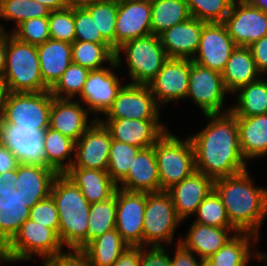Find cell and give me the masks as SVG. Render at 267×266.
Instances as JSON below:
<instances>
[{"mask_svg":"<svg viewBox=\"0 0 267 266\" xmlns=\"http://www.w3.org/2000/svg\"><path fill=\"white\" fill-rule=\"evenodd\" d=\"M238 232L235 227H214L193 222L186 237L183 239L181 237L178 242L200 259H206L215 254Z\"/></svg>","mask_w":267,"mask_h":266,"instance_id":"d4e9b609","label":"cell"},{"mask_svg":"<svg viewBox=\"0 0 267 266\" xmlns=\"http://www.w3.org/2000/svg\"><path fill=\"white\" fill-rule=\"evenodd\" d=\"M248 47L251 50L258 72L261 76L267 74V36L253 42Z\"/></svg>","mask_w":267,"mask_h":266,"instance_id":"f907efd6","label":"cell"},{"mask_svg":"<svg viewBox=\"0 0 267 266\" xmlns=\"http://www.w3.org/2000/svg\"><path fill=\"white\" fill-rule=\"evenodd\" d=\"M153 147L160 191H167L196 171L195 151L189 137L181 140L167 130Z\"/></svg>","mask_w":267,"mask_h":266,"instance_id":"5b68a950","label":"cell"},{"mask_svg":"<svg viewBox=\"0 0 267 266\" xmlns=\"http://www.w3.org/2000/svg\"><path fill=\"white\" fill-rule=\"evenodd\" d=\"M160 110L148 85L127 83L104 115L106 119L160 120Z\"/></svg>","mask_w":267,"mask_h":266,"instance_id":"7c38bea8","label":"cell"},{"mask_svg":"<svg viewBox=\"0 0 267 266\" xmlns=\"http://www.w3.org/2000/svg\"><path fill=\"white\" fill-rule=\"evenodd\" d=\"M6 87L4 84V80L3 78L0 77V118H1V114H2V109H3V103H4V98L6 95Z\"/></svg>","mask_w":267,"mask_h":266,"instance_id":"91938a15","label":"cell"},{"mask_svg":"<svg viewBox=\"0 0 267 266\" xmlns=\"http://www.w3.org/2000/svg\"><path fill=\"white\" fill-rule=\"evenodd\" d=\"M117 187L131 192L160 191V179L153 146L138 152L128 174L117 184Z\"/></svg>","mask_w":267,"mask_h":266,"instance_id":"484cf974","label":"cell"},{"mask_svg":"<svg viewBox=\"0 0 267 266\" xmlns=\"http://www.w3.org/2000/svg\"><path fill=\"white\" fill-rule=\"evenodd\" d=\"M100 0H67L68 7L72 8H84L90 4H93Z\"/></svg>","mask_w":267,"mask_h":266,"instance_id":"6f0895ef","label":"cell"},{"mask_svg":"<svg viewBox=\"0 0 267 266\" xmlns=\"http://www.w3.org/2000/svg\"><path fill=\"white\" fill-rule=\"evenodd\" d=\"M50 10L34 0H0V18L13 20L17 27L23 21L48 17Z\"/></svg>","mask_w":267,"mask_h":266,"instance_id":"ab89813d","label":"cell"},{"mask_svg":"<svg viewBox=\"0 0 267 266\" xmlns=\"http://www.w3.org/2000/svg\"><path fill=\"white\" fill-rule=\"evenodd\" d=\"M3 80L7 92L50 90L42 80L37 46L18 40L8 31Z\"/></svg>","mask_w":267,"mask_h":266,"instance_id":"277c9868","label":"cell"},{"mask_svg":"<svg viewBox=\"0 0 267 266\" xmlns=\"http://www.w3.org/2000/svg\"><path fill=\"white\" fill-rule=\"evenodd\" d=\"M252 6L260 9L264 13H267V0H245Z\"/></svg>","mask_w":267,"mask_h":266,"instance_id":"680465c9","label":"cell"},{"mask_svg":"<svg viewBox=\"0 0 267 266\" xmlns=\"http://www.w3.org/2000/svg\"><path fill=\"white\" fill-rule=\"evenodd\" d=\"M182 223L167 191L146 193L143 220V246H163L174 241L176 227Z\"/></svg>","mask_w":267,"mask_h":266,"instance_id":"9c48e42d","label":"cell"},{"mask_svg":"<svg viewBox=\"0 0 267 266\" xmlns=\"http://www.w3.org/2000/svg\"><path fill=\"white\" fill-rule=\"evenodd\" d=\"M43 142L45 166L53 168L58 174H64L73 164L75 141L48 127Z\"/></svg>","mask_w":267,"mask_h":266,"instance_id":"d6a6232c","label":"cell"},{"mask_svg":"<svg viewBox=\"0 0 267 266\" xmlns=\"http://www.w3.org/2000/svg\"><path fill=\"white\" fill-rule=\"evenodd\" d=\"M48 22L51 39L71 44L75 41L74 8L51 11Z\"/></svg>","mask_w":267,"mask_h":266,"instance_id":"f6af8a7d","label":"cell"},{"mask_svg":"<svg viewBox=\"0 0 267 266\" xmlns=\"http://www.w3.org/2000/svg\"><path fill=\"white\" fill-rule=\"evenodd\" d=\"M16 181L17 167L0 174V251L29 219L30 208L26 196L14 187Z\"/></svg>","mask_w":267,"mask_h":266,"instance_id":"30bf717a","label":"cell"},{"mask_svg":"<svg viewBox=\"0 0 267 266\" xmlns=\"http://www.w3.org/2000/svg\"><path fill=\"white\" fill-rule=\"evenodd\" d=\"M109 130L112 140L136 146L141 149L152 147L168 130L159 120H137L125 118L101 119Z\"/></svg>","mask_w":267,"mask_h":266,"instance_id":"ffe728a7","label":"cell"},{"mask_svg":"<svg viewBox=\"0 0 267 266\" xmlns=\"http://www.w3.org/2000/svg\"><path fill=\"white\" fill-rule=\"evenodd\" d=\"M237 104L231 107L234 116H255L267 114V79L262 76L256 81L240 87Z\"/></svg>","mask_w":267,"mask_h":266,"instance_id":"e575fe53","label":"cell"},{"mask_svg":"<svg viewBox=\"0 0 267 266\" xmlns=\"http://www.w3.org/2000/svg\"><path fill=\"white\" fill-rule=\"evenodd\" d=\"M37 50L43 83L51 89L72 63V44L50 38Z\"/></svg>","mask_w":267,"mask_h":266,"instance_id":"83f0119b","label":"cell"},{"mask_svg":"<svg viewBox=\"0 0 267 266\" xmlns=\"http://www.w3.org/2000/svg\"><path fill=\"white\" fill-rule=\"evenodd\" d=\"M58 234L51 228L27 219L13 239L0 251V262H21L36 255L43 260L52 258L62 251Z\"/></svg>","mask_w":267,"mask_h":266,"instance_id":"8992f818","label":"cell"},{"mask_svg":"<svg viewBox=\"0 0 267 266\" xmlns=\"http://www.w3.org/2000/svg\"><path fill=\"white\" fill-rule=\"evenodd\" d=\"M44 132L22 126L0 125V141L14 153L18 163L45 166Z\"/></svg>","mask_w":267,"mask_h":266,"instance_id":"44dd1931","label":"cell"},{"mask_svg":"<svg viewBox=\"0 0 267 266\" xmlns=\"http://www.w3.org/2000/svg\"><path fill=\"white\" fill-rule=\"evenodd\" d=\"M175 255L171 258L172 266H201L202 259L193 255L194 253L186 249L180 242H177V248H175Z\"/></svg>","mask_w":267,"mask_h":266,"instance_id":"816d5d0a","label":"cell"},{"mask_svg":"<svg viewBox=\"0 0 267 266\" xmlns=\"http://www.w3.org/2000/svg\"><path fill=\"white\" fill-rule=\"evenodd\" d=\"M116 228V190L106 201L90 204L88 217V243Z\"/></svg>","mask_w":267,"mask_h":266,"instance_id":"74e56055","label":"cell"},{"mask_svg":"<svg viewBox=\"0 0 267 266\" xmlns=\"http://www.w3.org/2000/svg\"><path fill=\"white\" fill-rule=\"evenodd\" d=\"M204 23L191 17L160 34L161 45L168 57L192 60L199 46Z\"/></svg>","mask_w":267,"mask_h":266,"instance_id":"cb8c5ba5","label":"cell"},{"mask_svg":"<svg viewBox=\"0 0 267 266\" xmlns=\"http://www.w3.org/2000/svg\"><path fill=\"white\" fill-rule=\"evenodd\" d=\"M190 74V59L168 58L157 75L147 84L161 107L186 98Z\"/></svg>","mask_w":267,"mask_h":266,"instance_id":"ac0fdd59","label":"cell"},{"mask_svg":"<svg viewBox=\"0 0 267 266\" xmlns=\"http://www.w3.org/2000/svg\"><path fill=\"white\" fill-rule=\"evenodd\" d=\"M128 247L115 228L93 239L82 251L89 257L92 266H112Z\"/></svg>","mask_w":267,"mask_h":266,"instance_id":"836d02e7","label":"cell"},{"mask_svg":"<svg viewBox=\"0 0 267 266\" xmlns=\"http://www.w3.org/2000/svg\"><path fill=\"white\" fill-rule=\"evenodd\" d=\"M29 219L47 228L53 229L58 234L59 215L56 204L49 195L37 202L31 209Z\"/></svg>","mask_w":267,"mask_h":266,"instance_id":"c3c4849f","label":"cell"},{"mask_svg":"<svg viewBox=\"0 0 267 266\" xmlns=\"http://www.w3.org/2000/svg\"><path fill=\"white\" fill-rule=\"evenodd\" d=\"M89 72L88 68L72 62L50 89L51 95L61 99H74L80 96Z\"/></svg>","mask_w":267,"mask_h":266,"instance_id":"b9f144b4","label":"cell"},{"mask_svg":"<svg viewBox=\"0 0 267 266\" xmlns=\"http://www.w3.org/2000/svg\"><path fill=\"white\" fill-rule=\"evenodd\" d=\"M80 102L53 97L50 109L49 127L75 142L95 121H89V112Z\"/></svg>","mask_w":267,"mask_h":266,"instance_id":"7402d4cb","label":"cell"},{"mask_svg":"<svg viewBox=\"0 0 267 266\" xmlns=\"http://www.w3.org/2000/svg\"><path fill=\"white\" fill-rule=\"evenodd\" d=\"M259 237L248 232H238L222 248H220L210 259L217 266H248L250 258L262 260V253L253 252L252 245ZM253 241V243H252ZM253 253V254H252Z\"/></svg>","mask_w":267,"mask_h":266,"instance_id":"1f68e13d","label":"cell"},{"mask_svg":"<svg viewBox=\"0 0 267 266\" xmlns=\"http://www.w3.org/2000/svg\"><path fill=\"white\" fill-rule=\"evenodd\" d=\"M112 137L99 120L75 142L74 161L71 167L107 171Z\"/></svg>","mask_w":267,"mask_h":266,"instance_id":"e0dca14e","label":"cell"},{"mask_svg":"<svg viewBox=\"0 0 267 266\" xmlns=\"http://www.w3.org/2000/svg\"><path fill=\"white\" fill-rule=\"evenodd\" d=\"M42 260L44 266H92L89 257L79 249H69V252Z\"/></svg>","mask_w":267,"mask_h":266,"instance_id":"681fc988","label":"cell"},{"mask_svg":"<svg viewBox=\"0 0 267 266\" xmlns=\"http://www.w3.org/2000/svg\"><path fill=\"white\" fill-rule=\"evenodd\" d=\"M115 51L109 43L74 41L72 43V62L89 70L103 68V63H111Z\"/></svg>","mask_w":267,"mask_h":266,"instance_id":"8d00e7d4","label":"cell"},{"mask_svg":"<svg viewBox=\"0 0 267 266\" xmlns=\"http://www.w3.org/2000/svg\"><path fill=\"white\" fill-rule=\"evenodd\" d=\"M7 30L0 24V77L3 78L6 66Z\"/></svg>","mask_w":267,"mask_h":266,"instance_id":"11a10c76","label":"cell"},{"mask_svg":"<svg viewBox=\"0 0 267 266\" xmlns=\"http://www.w3.org/2000/svg\"><path fill=\"white\" fill-rule=\"evenodd\" d=\"M235 117L240 148L246 162L267 155V114Z\"/></svg>","mask_w":267,"mask_h":266,"instance_id":"f546056e","label":"cell"},{"mask_svg":"<svg viewBox=\"0 0 267 266\" xmlns=\"http://www.w3.org/2000/svg\"><path fill=\"white\" fill-rule=\"evenodd\" d=\"M52 98L50 90L6 92L0 125H15L45 131L49 127Z\"/></svg>","mask_w":267,"mask_h":266,"instance_id":"ba28073f","label":"cell"},{"mask_svg":"<svg viewBox=\"0 0 267 266\" xmlns=\"http://www.w3.org/2000/svg\"><path fill=\"white\" fill-rule=\"evenodd\" d=\"M213 190L214 180L196 170L167 192L172 198L178 217L183 221L195 214L197 207Z\"/></svg>","mask_w":267,"mask_h":266,"instance_id":"603a6c76","label":"cell"},{"mask_svg":"<svg viewBox=\"0 0 267 266\" xmlns=\"http://www.w3.org/2000/svg\"><path fill=\"white\" fill-rule=\"evenodd\" d=\"M226 90L236 92L240 87L261 77L249 47L236 46L221 72Z\"/></svg>","mask_w":267,"mask_h":266,"instance_id":"4dcf8cb0","label":"cell"},{"mask_svg":"<svg viewBox=\"0 0 267 266\" xmlns=\"http://www.w3.org/2000/svg\"><path fill=\"white\" fill-rule=\"evenodd\" d=\"M75 40L108 43L96 29L91 14L85 8H74Z\"/></svg>","mask_w":267,"mask_h":266,"instance_id":"7dc6e473","label":"cell"},{"mask_svg":"<svg viewBox=\"0 0 267 266\" xmlns=\"http://www.w3.org/2000/svg\"><path fill=\"white\" fill-rule=\"evenodd\" d=\"M10 32L18 40L38 46L50 39L48 17L23 21Z\"/></svg>","mask_w":267,"mask_h":266,"instance_id":"bcb514c9","label":"cell"},{"mask_svg":"<svg viewBox=\"0 0 267 266\" xmlns=\"http://www.w3.org/2000/svg\"><path fill=\"white\" fill-rule=\"evenodd\" d=\"M64 174L80 189L90 204L108 200L117 189V184L107 171L70 167Z\"/></svg>","mask_w":267,"mask_h":266,"instance_id":"f1b7e54d","label":"cell"},{"mask_svg":"<svg viewBox=\"0 0 267 266\" xmlns=\"http://www.w3.org/2000/svg\"><path fill=\"white\" fill-rule=\"evenodd\" d=\"M95 22L96 29L115 51V23L118 0H100L84 7Z\"/></svg>","mask_w":267,"mask_h":266,"instance_id":"f35d334b","label":"cell"},{"mask_svg":"<svg viewBox=\"0 0 267 266\" xmlns=\"http://www.w3.org/2000/svg\"><path fill=\"white\" fill-rule=\"evenodd\" d=\"M58 215V237L69 249L82 250L88 244L90 203L80 189L65 174H58L51 186Z\"/></svg>","mask_w":267,"mask_h":266,"instance_id":"3957f363","label":"cell"},{"mask_svg":"<svg viewBox=\"0 0 267 266\" xmlns=\"http://www.w3.org/2000/svg\"><path fill=\"white\" fill-rule=\"evenodd\" d=\"M191 18L186 0H155L151 2L152 34L159 36L165 30Z\"/></svg>","mask_w":267,"mask_h":266,"instance_id":"d590c367","label":"cell"},{"mask_svg":"<svg viewBox=\"0 0 267 266\" xmlns=\"http://www.w3.org/2000/svg\"><path fill=\"white\" fill-rule=\"evenodd\" d=\"M58 173L51 167L18 163L17 181L14 187L22 190L27 206L31 209L37 202L50 195L51 186Z\"/></svg>","mask_w":267,"mask_h":266,"instance_id":"4316f807","label":"cell"},{"mask_svg":"<svg viewBox=\"0 0 267 266\" xmlns=\"http://www.w3.org/2000/svg\"><path fill=\"white\" fill-rule=\"evenodd\" d=\"M201 266H217L210 258L202 259Z\"/></svg>","mask_w":267,"mask_h":266,"instance_id":"94428289","label":"cell"},{"mask_svg":"<svg viewBox=\"0 0 267 266\" xmlns=\"http://www.w3.org/2000/svg\"><path fill=\"white\" fill-rule=\"evenodd\" d=\"M140 150L141 148L136 146L112 140L107 172L116 184L128 174L134 158Z\"/></svg>","mask_w":267,"mask_h":266,"instance_id":"60d3db41","label":"cell"},{"mask_svg":"<svg viewBox=\"0 0 267 266\" xmlns=\"http://www.w3.org/2000/svg\"><path fill=\"white\" fill-rule=\"evenodd\" d=\"M267 262V255H266V253H262V260H261V262Z\"/></svg>","mask_w":267,"mask_h":266,"instance_id":"6125c7cd","label":"cell"},{"mask_svg":"<svg viewBox=\"0 0 267 266\" xmlns=\"http://www.w3.org/2000/svg\"><path fill=\"white\" fill-rule=\"evenodd\" d=\"M252 181L246 169L214 180V190L225 206L230 223L239 232L259 237L261 224L267 216V188L254 186Z\"/></svg>","mask_w":267,"mask_h":266,"instance_id":"7a4b0ae2","label":"cell"},{"mask_svg":"<svg viewBox=\"0 0 267 266\" xmlns=\"http://www.w3.org/2000/svg\"><path fill=\"white\" fill-rule=\"evenodd\" d=\"M227 93L229 94L220 72L203 67L190 60L186 98L194 100L203 114L223 113V104Z\"/></svg>","mask_w":267,"mask_h":266,"instance_id":"8fae6325","label":"cell"},{"mask_svg":"<svg viewBox=\"0 0 267 266\" xmlns=\"http://www.w3.org/2000/svg\"><path fill=\"white\" fill-rule=\"evenodd\" d=\"M152 34L151 2L118 0L115 23V51L124 43Z\"/></svg>","mask_w":267,"mask_h":266,"instance_id":"d6986e66","label":"cell"},{"mask_svg":"<svg viewBox=\"0 0 267 266\" xmlns=\"http://www.w3.org/2000/svg\"><path fill=\"white\" fill-rule=\"evenodd\" d=\"M17 165L14 153L0 141V174L15 169Z\"/></svg>","mask_w":267,"mask_h":266,"instance_id":"db71d44e","label":"cell"},{"mask_svg":"<svg viewBox=\"0 0 267 266\" xmlns=\"http://www.w3.org/2000/svg\"><path fill=\"white\" fill-rule=\"evenodd\" d=\"M204 115L210 123L199 133L189 136L195 151V169L213 180L248 169L231 108L224 109L223 113Z\"/></svg>","mask_w":267,"mask_h":266,"instance_id":"6da1fadb","label":"cell"},{"mask_svg":"<svg viewBox=\"0 0 267 266\" xmlns=\"http://www.w3.org/2000/svg\"><path fill=\"white\" fill-rule=\"evenodd\" d=\"M46 6L50 11L62 10L68 7L67 0H34Z\"/></svg>","mask_w":267,"mask_h":266,"instance_id":"9f6ffc18","label":"cell"},{"mask_svg":"<svg viewBox=\"0 0 267 266\" xmlns=\"http://www.w3.org/2000/svg\"><path fill=\"white\" fill-rule=\"evenodd\" d=\"M195 216L197 217L194 219V222L202 225L214 227H234L230 223L225 206L215 190L211 191L197 207Z\"/></svg>","mask_w":267,"mask_h":266,"instance_id":"7bdbcfd3","label":"cell"},{"mask_svg":"<svg viewBox=\"0 0 267 266\" xmlns=\"http://www.w3.org/2000/svg\"><path fill=\"white\" fill-rule=\"evenodd\" d=\"M145 192L116 189V230L130 247L143 246Z\"/></svg>","mask_w":267,"mask_h":266,"instance_id":"5bb4252c","label":"cell"},{"mask_svg":"<svg viewBox=\"0 0 267 266\" xmlns=\"http://www.w3.org/2000/svg\"><path fill=\"white\" fill-rule=\"evenodd\" d=\"M109 66L111 68L90 70L80 95L81 101L87 104L86 108L89 113H93L95 120H99V115L107 112L123 86L118 75L113 72L119 68L116 60L109 63Z\"/></svg>","mask_w":267,"mask_h":266,"instance_id":"9a60e30c","label":"cell"},{"mask_svg":"<svg viewBox=\"0 0 267 266\" xmlns=\"http://www.w3.org/2000/svg\"><path fill=\"white\" fill-rule=\"evenodd\" d=\"M236 46L248 47L267 36V13L245 0H234L223 22Z\"/></svg>","mask_w":267,"mask_h":266,"instance_id":"4fadbf2b","label":"cell"},{"mask_svg":"<svg viewBox=\"0 0 267 266\" xmlns=\"http://www.w3.org/2000/svg\"><path fill=\"white\" fill-rule=\"evenodd\" d=\"M140 247H128L112 266H139Z\"/></svg>","mask_w":267,"mask_h":266,"instance_id":"f5cc1de1","label":"cell"},{"mask_svg":"<svg viewBox=\"0 0 267 266\" xmlns=\"http://www.w3.org/2000/svg\"><path fill=\"white\" fill-rule=\"evenodd\" d=\"M234 0H186L191 17L204 22H224Z\"/></svg>","mask_w":267,"mask_h":266,"instance_id":"ee69618b","label":"cell"},{"mask_svg":"<svg viewBox=\"0 0 267 266\" xmlns=\"http://www.w3.org/2000/svg\"><path fill=\"white\" fill-rule=\"evenodd\" d=\"M121 52L125 53L131 84L147 85L169 58L159 36L153 34L136 38L120 46L115 51V60L119 67L123 62Z\"/></svg>","mask_w":267,"mask_h":266,"instance_id":"52a82bcc","label":"cell"},{"mask_svg":"<svg viewBox=\"0 0 267 266\" xmlns=\"http://www.w3.org/2000/svg\"><path fill=\"white\" fill-rule=\"evenodd\" d=\"M235 48L236 45L223 22H205L192 61L221 73Z\"/></svg>","mask_w":267,"mask_h":266,"instance_id":"2e32d148","label":"cell"}]
</instances>
